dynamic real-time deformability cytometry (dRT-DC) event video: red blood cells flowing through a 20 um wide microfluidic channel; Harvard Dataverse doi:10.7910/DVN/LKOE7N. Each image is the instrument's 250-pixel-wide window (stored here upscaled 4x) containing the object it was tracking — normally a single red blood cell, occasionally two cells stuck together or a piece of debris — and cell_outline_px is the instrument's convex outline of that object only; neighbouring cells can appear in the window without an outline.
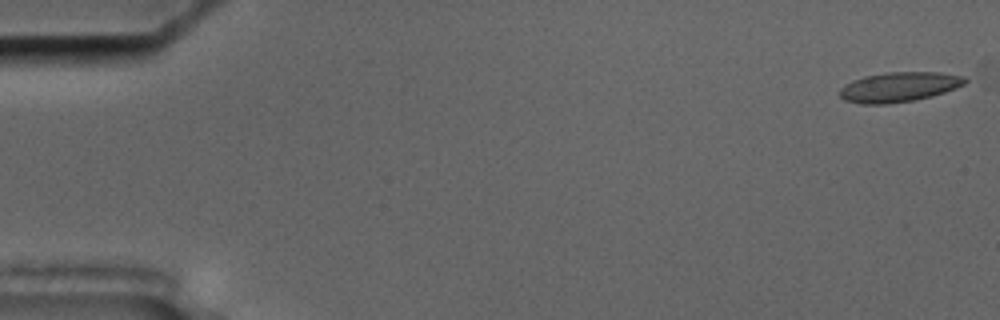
{"species": "common noctule bat (a hibernating species)", "species_latin": "Nyctalus noctula", "temperature_condition": "cold", "stored_images_in_passage": 2, "camera_frame_rate_fps": 3000, "um_per_image_px": 0.085, "animal": {"sex": "male", "body_mass_g": 17.5, "forearm_length_mm": 52.3}, "frame": {"image": 1, "passage_image": 1, "time_ms": 0.0, "image_size_px": [1000, 320], "cell_outline_px": [[968, 80], [964, 84], [956, 88], [932, 96], [916, 100], [888, 104], [860, 104], [844, 100], [840, 96], [840, 88], [844, 84], [852, 80], [864, 76], [884, 72], [940, 72], [964, 76]], "centroid_in_image_um": [76.4, 7.39], "position_along_channel_um": 8.6, "area_um2": 22.02}}